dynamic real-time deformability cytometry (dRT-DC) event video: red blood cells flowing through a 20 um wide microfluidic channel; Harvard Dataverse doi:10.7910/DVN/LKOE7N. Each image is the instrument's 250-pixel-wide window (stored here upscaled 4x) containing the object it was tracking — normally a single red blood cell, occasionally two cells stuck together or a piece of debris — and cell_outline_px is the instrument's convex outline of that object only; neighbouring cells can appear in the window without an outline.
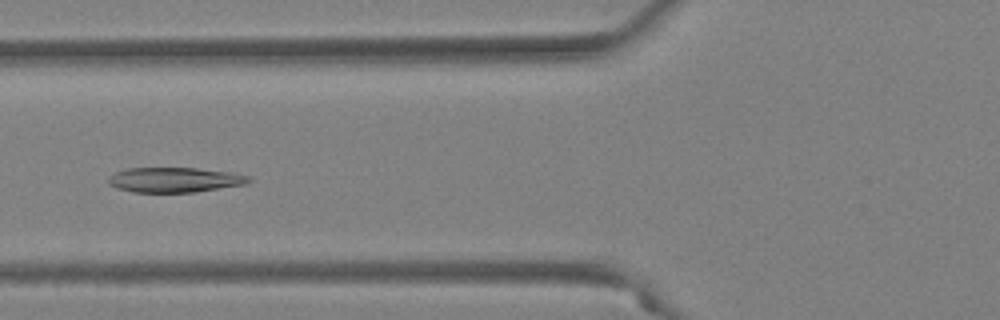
{"species": "Egyptian fruit bat (a non-hibernating species)", "species_latin": "Rousettus aegyptiacus", "temperature_condition": "warm", "stored_images_in_passage": 53, "camera_frame_rate_fps": 3000, "um_per_image_px": 0.085, "animal": {"sex": "female"}, "frame": {"image": 1, "passage_image": 21, "time_ms": 6.667, "image_size_px": [1000, 320], "cell_outline_px": [[252, 180], [248, 184], [196, 192], [132, 192], [116, 188], [108, 184], [108, 176], [116, 172], [128, 168], [196, 168], [232, 172], [252, 176]], "centroid_in_image_um": [14.89, 15.29], "position_along_channel_um": 110.9, "area_um2": 20.69}}
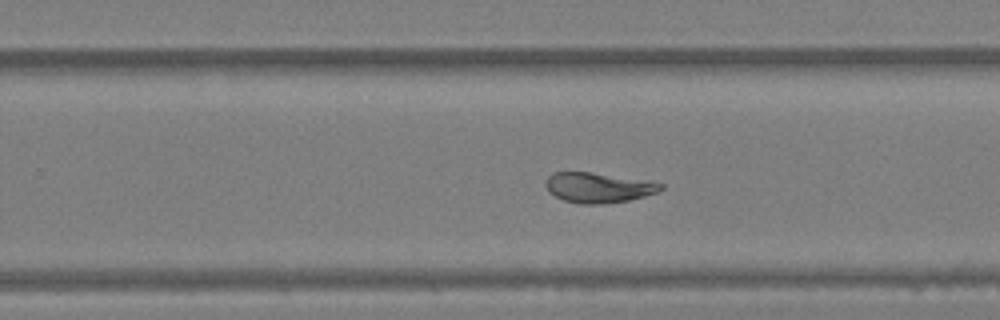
{"frame": {"image": 2, "passage_image": 34, "time_ms": 11.0, "image_size_px": [1000, 320], "cell_outline_px": [[664, 188], [656, 192], [644, 196], [628, 200], [604, 204], [580, 204], [564, 200], [548, 192], [544, 184], [548, 176], [552, 172], [592, 172], [664, 184]], "centroid_in_image_um": [50.79, 15.95], "position_along_channel_um": 279.0, "area_um2": 20.0}}
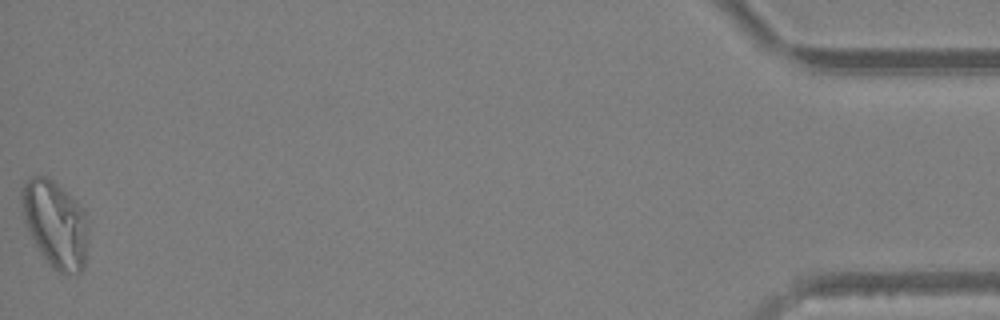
{"frame": {"image": 3, "passage_image": 53, "time_ms": 17.333, "image_size_px": [1000, 320], "cell_outline_px": [[88, 244], [84, 268], [76, 276], [60, 272], [52, 268], [44, 260], [36, 248], [24, 224], [20, 200], [20, 188], [28, 176], [44, 176], [52, 180], [76, 200], [84, 208], [88, 224]], "centroid_in_image_um": [4.69, 19.06], "position_along_channel_um": 430.5, "area_um2": 34.8}, "authors_computed_cell_mechanics": {"area_um2": 24.0448, "velocity_mm_per_s": 3.882, "shape_relaxation_time_tau1_ms": 9.778, "shape_relaxation_time_tau2_ms": 2.2371, "deformation_change_tau1": 0.2695, "deformation_change_tau2": 0.0573}}